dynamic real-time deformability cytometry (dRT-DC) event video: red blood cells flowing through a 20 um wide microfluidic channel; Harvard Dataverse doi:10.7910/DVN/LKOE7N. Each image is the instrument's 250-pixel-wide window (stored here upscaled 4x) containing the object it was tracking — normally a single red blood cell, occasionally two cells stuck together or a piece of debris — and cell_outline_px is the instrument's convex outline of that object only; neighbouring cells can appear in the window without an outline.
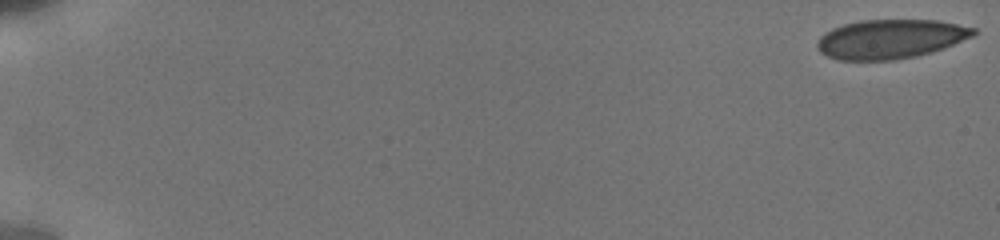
{"species": "human", "species_latin": "Homo sapiens", "temperature_condition": "cold", "stored_images_in_passage": 12, "camera_frame_rate_fps": 3000, "um_per_image_px": 0.085, "donor": {"sex": "male"}, "frame": {"image": 1, "passage_image": 1, "time_ms": 0.0, "image_size_px": [1000, 240], "cell_outline_px": [[980, 32], [972, 36], [944, 48], [932, 52], [916, 56], [892, 60], [836, 60], [820, 52], [816, 48], [816, 44], [820, 36], [832, 28], [844, 24], [860, 20], [936, 20], [976, 28]], "centroid_in_image_um": [75.68, 3.32], "position_along_channel_um": 9.3, "area_um2": 35.78}}
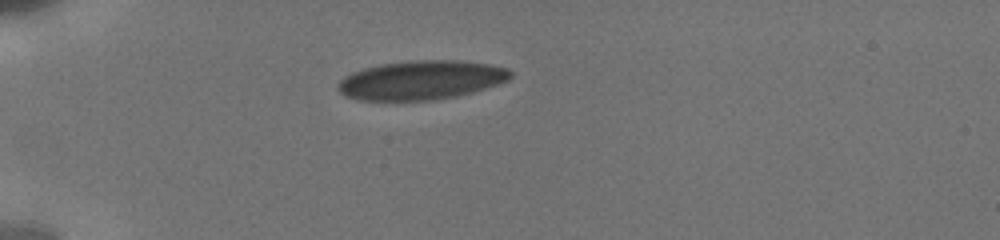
{"frame": {"image": 2, "passage_image": 9, "time_ms": 5.333, "image_size_px": [1000, 240], "cell_outline_px": [[512, 76], [508, 80], [500, 84], [472, 92], [456, 96], [432, 100], [356, 100], [344, 96], [336, 88], [336, 84], [344, 76], [352, 72], [364, 68], [380, 64], [412, 60], [456, 60], [488, 64], [508, 68], [512, 72]], "centroid_in_image_um": [35.78, 6.81], "position_along_channel_um": 49.2, "area_um2": 39.48}}
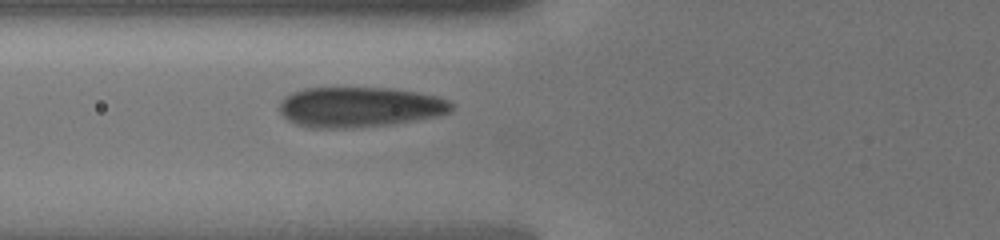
{"frame": {"image": 3, "passage_image": 12, "time_ms": 7.333, "image_size_px": [1000, 240], "cell_outline_px": [[452, 108], [448, 112], [440, 116], [416, 120], [388, 124], [352, 128], [308, 128], [296, 124], [288, 120], [280, 112], [280, 100], [284, 96], [292, 92], [304, 88], [388, 88], [416, 92], [440, 96], [448, 100], [452, 104]], "centroid_in_image_um": [30.54, 9.1], "position_along_channel_um": 95.3, "area_um2": 40.46}}